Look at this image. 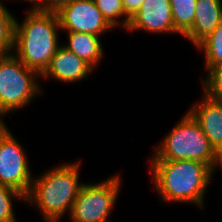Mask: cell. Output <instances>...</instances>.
I'll use <instances>...</instances> for the list:
<instances>
[{
    "label": "cell",
    "mask_w": 222,
    "mask_h": 222,
    "mask_svg": "<svg viewBox=\"0 0 222 222\" xmlns=\"http://www.w3.org/2000/svg\"><path fill=\"white\" fill-rule=\"evenodd\" d=\"M222 21V0H197L194 22L184 35L196 46L212 33Z\"/></svg>",
    "instance_id": "7c38bea8"
},
{
    "label": "cell",
    "mask_w": 222,
    "mask_h": 222,
    "mask_svg": "<svg viewBox=\"0 0 222 222\" xmlns=\"http://www.w3.org/2000/svg\"><path fill=\"white\" fill-rule=\"evenodd\" d=\"M13 199L26 202L21 193L0 184V222H17L13 210Z\"/></svg>",
    "instance_id": "ac0fdd59"
},
{
    "label": "cell",
    "mask_w": 222,
    "mask_h": 222,
    "mask_svg": "<svg viewBox=\"0 0 222 222\" xmlns=\"http://www.w3.org/2000/svg\"><path fill=\"white\" fill-rule=\"evenodd\" d=\"M149 161L151 179L161 201L193 203L204 209V195L215 174L207 164L192 160Z\"/></svg>",
    "instance_id": "6da1fadb"
},
{
    "label": "cell",
    "mask_w": 222,
    "mask_h": 222,
    "mask_svg": "<svg viewBox=\"0 0 222 222\" xmlns=\"http://www.w3.org/2000/svg\"><path fill=\"white\" fill-rule=\"evenodd\" d=\"M151 160H192L207 164L214 172L222 157L214 150L199 123L186 112L155 148Z\"/></svg>",
    "instance_id": "277c9868"
},
{
    "label": "cell",
    "mask_w": 222,
    "mask_h": 222,
    "mask_svg": "<svg viewBox=\"0 0 222 222\" xmlns=\"http://www.w3.org/2000/svg\"><path fill=\"white\" fill-rule=\"evenodd\" d=\"M120 187L119 174L100 183L83 184L69 215L72 222H112L108 218L119 197Z\"/></svg>",
    "instance_id": "8992f818"
},
{
    "label": "cell",
    "mask_w": 222,
    "mask_h": 222,
    "mask_svg": "<svg viewBox=\"0 0 222 222\" xmlns=\"http://www.w3.org/2000/svg\"><path fill=\"white\" fill-rule=\"evenodd\" d=\"M188 112L199 123L211 146L222 157V98L205 92L201 101L195 102Z\"/></svg>",
    "instance_id": "30bf717a"
},
{
    "label": "cell",
    "mask_w": 222,
    "mask_h": 222,
    "mask_svg": "<svg viewBox=\"0 0 222 222\" xmlns=\"http://www.w3.org/2000/svg\"><path fill=\"white\" fill-rule=\"evenodd\" d=\"M2 2L0 0V56L13 51L16 19Z\"/></svg>",
    "instance_id": "2e32d148"
},
{
    "label": "cell",
    "mask_w": 222,
    "mask_h": 222,
    "mask_svg": "<svg viewBox=\"0 0 222 222\" xmlns=\"http://www.w3.org/2000/svg\"><path fill=\"white\" fill-rule=\"evenodd\" d=\"M2 117L0 116V129L5 125V122L3 121L4 119H1Z\"/></svg>",
    "instance_id": "7402d4cb"
},
{
    "label": "cell",
    "mask_w": 222,
    "mask_h": 222,
    "mask_svg": "<svg viewBox=\"0 0 222 222\" xmlns=\"http://www.w3.org/2000/svg\"><path fill=\"white\" fill-rule=\"evenodd\" d=\"M41 75L26 67L13 53L0 56V116L28 106L42 89Z\"/></svg>",
    "instance_id": "5b68a950"
},
{
    "label": "cell",
    "mask_w": 222,
    "mask_h": 222,
    "mask_svg": "<svg viewBox=\"0 0 222 222\" xmlns=\"http://www.w3.org/2000/svg\"><path fill=\"white\" fill-rule=\"evenodd\" d=\"M195 47L205 54L204 65L207 73L222 64V21L212 33L207 35Z\"/></svg>",
    "instance_id": "5bb4252c"
},
{
    "label": "cell",
    "mask_w": 222,
    "mask_h": 222,
    "mask_svg": "<svg viewBox=\"0 0 222 222\" xmlns=\"http://www.w3.org/2000/svg\"><path fill=\"white\" fill-rule=\"evenodd\" d=\"M122 1L125 10V16L129 20L140 9L141 5L144 2V0H122Z\"/></svg>",
    "instance_id": "44dd1931"
},
{
    "label": "cell",
    "mask_w": 222,
    "mask_h": 222,
    "mask_svg": "<svg viewBox=\"0 0 222 222\" xmlns=\"http://www.w3.org/2000/svg\"><path fill=\"white\" fill-rule=\"evenodd\" d=\"M80 162L58 164L40 177H33L29 194L25 198L36 206L45 222H59L69 212L84 183H80Z\"/></svg>",
    "instance_id": "3957f363"
},
{
    "label": "cell",
    "mask_w": 222,
    "mask_h": 222,
    "mask_svg": "<svg viewBox=\"0 0 222 222\" xmlns=\"http://www.w3.org/2000/svg\"><path fill=\"white\" fill-rule=\"evenodd\" d=\"M126 30L179 34L174 27L170 0H144L130 19Z\"/></svg>",
    "instance_id": "9c48e42d"
},
{
    "label": "cell",
    "mask_w": 222,
    "mask_h": 222,
    "mask_svg": "<svg viewBox=\"0 0 222 222\" xmlns=\"http://www.w3.org/2000/svg\"><path fill=\"white\" fill-rule=\"evenodd\" d=\"M60 30L57 12L29 10L22 23H18V20L15 19L12 53L26 67L42 75L62 45L58 42V31Z\"/></svg>",
    "instance_id": "7a4b0ae2"
},
{
    "label": "cell",
    "mask_w": 222,
    "mask_h": 222,
    "mask_svg": "<svg viewBox=\"0 0 222 222\" xmlns=\"http://www.w3.org/2000/svg\"><path fill=\"white\" fill-rule=\"evenodd\" d=\"M93 71L94 69L87 62L61 45L41 77L44 79L51 77L68 84L85 79Z\"/></svg>",
    "instance_id": "8fae6325"
},
{
    "label": "cell",
    "mask_w": 222,
    "mask_h": 222,
    "mask_svg": "<svg viewBox=\"0 0 222 222\" xmlns=\"http://www.w3.org/2000/svg\"><path fill=\"white\" fill-rule=\"evenodd\" d=\"M94 3L113 28L121 25L127 29L130 20L125 16L122 0H94ZM121 17L123 19L119 21Z\"/></svg>",
    "instance_id": "e0dca14e"
},
{
    "label": "cell",
    "mask_w": 222,
    "mask_h": 222,
    "mask_svg": "<svg viewBox=\"0 0 222 222\" xmlns=\"http://www.w3.org/2000/svg\"><path fill=\"white\" fill-rule=\"evenodd\" d=\"M202 80L203 91L209 96L222 98V64L211 69L205 80Z\"/></svg>",
    "instance_id": "d6986e66"
},
{
    "label": "cell",
    "mask_w": 222,
    "mask_h": 222,
    "mask_svg": "<svg viewBox=\"0 0 222 222\" xmlns=\"http://www.w3.org/2000/svg\"><path fill=\"white\" fill-rule=\"evenodd\" d=\"M61 30L101 36L114 28L96 7L94 0H72L57 12Z\"/></svg>",
    "instance_id": "ba28073f"
},
{
    "label": "cell",
    "mask_w": 222,
    "mask_h": 222,
    "mask_svg": "<svg viewBox=\"0 0 222 222\" xmlns=\"http://www.w3.org/2000/svg\"><path fill=\"white\" fill-rule=\"evenodd\" d=\"M68 43L62 46L87 62L94 70L103 60L104 49L98 35L83 32H67Z\"/></svg>",
    "instance_id": "4fadbf2b"
},
{
    "label": "cell",
    "mask_w": 222,
    "mask_h": 222,
    "mask_svg": "<svg viewBox=\"0 0 222 222\" xmlns=\"http://www.w3.org/2000/svg\"><path fill=\"white\" fill-rule=\"evenodd\" d=\"M32 176L26 151L4 125L0 129V184L15 189L26 198Z\"/></svg>",
    "instance_id": "52a82bcc"
},
{
    "label": "cell",
    "mask_w": 222,
    "mask_h": 222,
    "mask_svg": "<svg viewBox=\"0 0 222 222\" xmlns=\"http://www.w3.org/2000/svg\"><path fill=\"white\" fill-rule=\"evenodd\" d=\"M197 0H170L175 30L185 35L192 27Z\"/></svg>",
    "instance_id": "9a60e30c"
},
{
    "label": "cell",
    "mask_w": 222,
    "mask_h": 222,
    "mask_svg": "<svg viewBox=\"0 0 222 222\" xmlns=\"http://www.w3.org/2000/svg\"><path fill=\"white\" fill-rule=\"evenodd\" d=\"M32 3L30 10L38 12H58L64 5L72 0H24Z\"/></svg>",
    "instance_id": "ffe728a7"
}]
</instances>
